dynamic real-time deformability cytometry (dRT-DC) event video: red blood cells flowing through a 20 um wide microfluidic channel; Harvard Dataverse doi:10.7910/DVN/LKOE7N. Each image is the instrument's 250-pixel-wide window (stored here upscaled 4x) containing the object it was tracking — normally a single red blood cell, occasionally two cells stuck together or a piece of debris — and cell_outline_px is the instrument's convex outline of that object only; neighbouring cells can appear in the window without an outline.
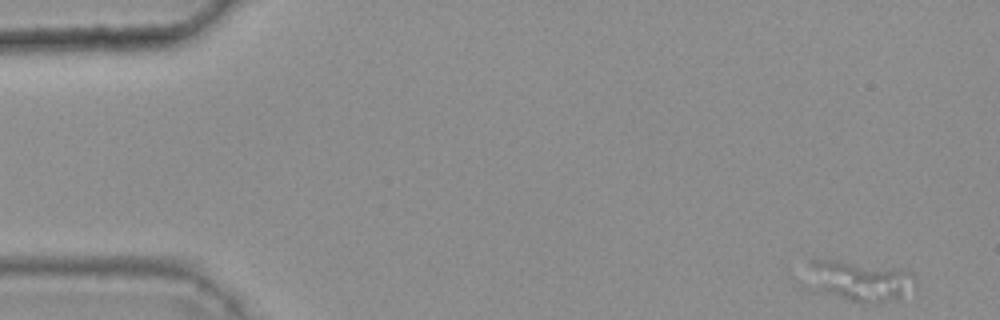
{"species": "common noctule bat (a hibernating species)", "species_latin": "Nyctalus noctula", "temperature_condition": "warm", "stored_images_in_passage": 44, "camera_frame_rate_fps": 3000, "um_per_image_px": 0.085, "animal": {"sex": "female", "body_mass_g": 25.1}, "frame": {"image": 1, "passage_image": 1, "time_ms": 0.0, "image_size_px": [1000, 320], "cell_outline_px": [[916, 288], [896, 300], [860, 304], [816, 288], [812, 264], [812, 260], [832, 260], [892, 268], [912, 272], [916, 280]], "centroid_in_image_um": [73.29, 23.91], "position_along_channel_um": 11.7, "area_um2": 24.1}}
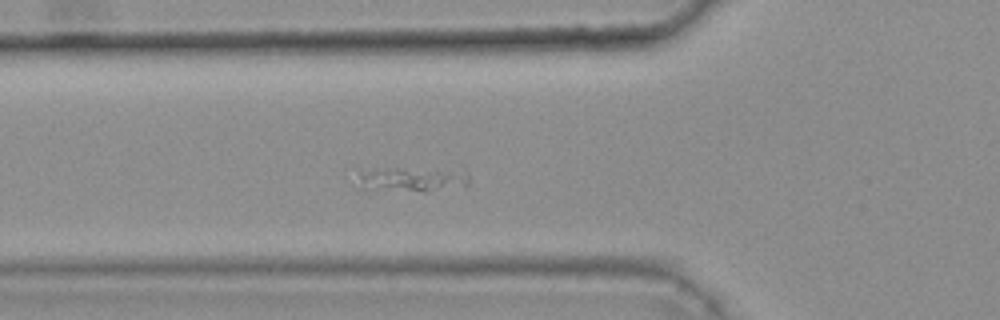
{"frame": {"image": 2, "passage_image": 17, "time_ms": 5.333, "image_size_px": [1000, 320], "cell_outline_px": [[468, 188], [428, 192], [368, 192], [356, 188], [352, 184], [360, 172], [468, 172]], "centroid_in_image_um": [34.91, 15.44], "position_along_channel_um": 90.9, "area_um2": 15.49}}
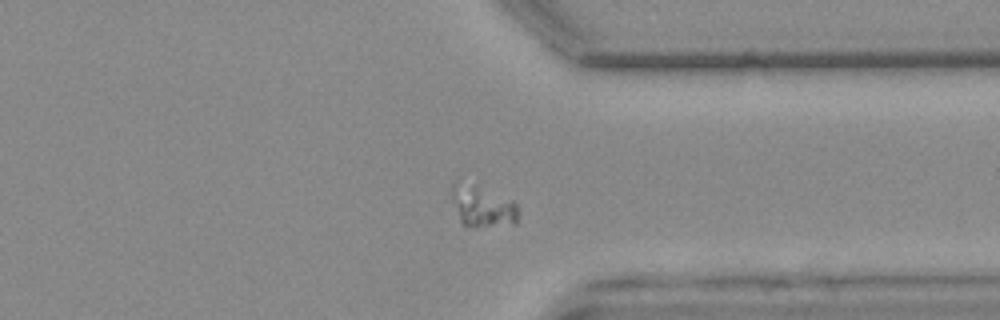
{"frame": {"image": 3, "passage_image": 40, "time_ms": 13.0, "image_size_px": [1000, 320], "cell_outline_px": [[516, 224], [468, 228], [464, 228], [460, 220], [452, 200], [452, 184], [456, 180], [512, 200], [516, 204]], "centroid_in_image_um": [40.96, 17.6], "position_along_channel_um": 370.4, "area_um2": 15.61}}